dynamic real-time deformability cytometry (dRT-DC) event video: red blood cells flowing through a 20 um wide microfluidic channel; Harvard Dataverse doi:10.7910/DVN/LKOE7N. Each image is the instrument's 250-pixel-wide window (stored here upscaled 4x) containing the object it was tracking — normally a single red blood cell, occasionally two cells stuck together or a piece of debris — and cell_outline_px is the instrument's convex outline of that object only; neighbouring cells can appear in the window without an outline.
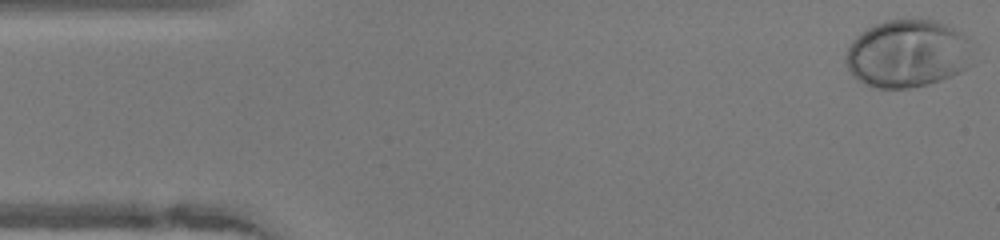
{"species": "human", "species_latin": "Homo sapiens", "temperature_condition": "warm", "stored_images_in_passage": 48, "camera_frame_rate_fps": 3000, "um_per_image_px": 0.085, "donor": {"sex": "female"}, "frame": {"image": 1, "passage_image": 1, "time_ms": 0.0, "image_size_px": [1000, 240], "cell_outline_px": [[972, 64], [960, 72], [940, 80], [928, 84], [912, 88], [872, 88], [856, 80], [852, 76], [844, 60], [848, 48], [852, 40], [856, 36], [868, 28], [876, 24], [888, 20], [920, 16], [936, 20], [948, 24], [960, 32], [964, 36]], "centroid_in_image_um": [77.09, 4.54], "position_along_channel_um": 7.9, "area_um2": 50.69}}
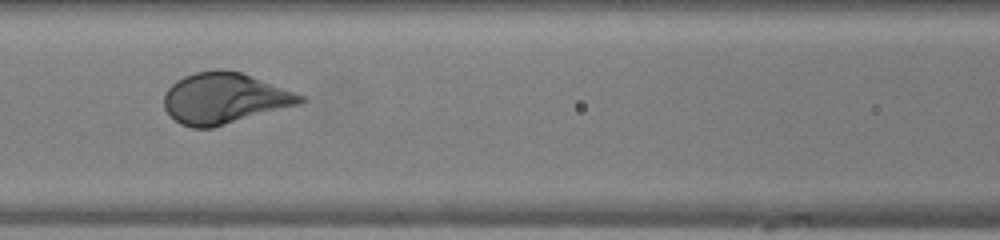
{"frame": {"image": 2, "passage_image": 20, "time_ms": 6.333, "image_size_px": [1000, 240], "cell_outline_px": [[308, 100], [300, 104], [212, 128], [192, 128], [180, 124], [164, 108], [164, 92], [176, 80], [184, 76], [196, 72], [220, 68], [240, 72], [308, 96]], "centroid_in_image_um": [19.1, 8.35], "position_along_channel_um": 147.5, "area_um2": 40.58}}
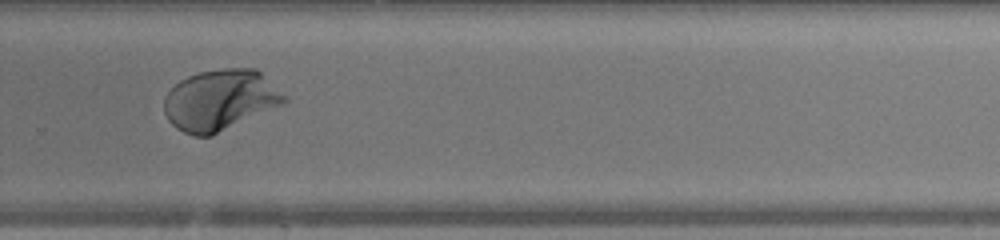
{"frame": {"image": 3, "passage_image": 32, "time_ms": 10.333, "image_size_px": [1000, 240], "cell_outline_px": [[288, 100], [280, 104], [212, 136], [196, 136], [184, 132], [176, 128], [168, 120], [164, 112], [164, 96], [180, 80], [188, 76], [200, 72], [224, 68], [256, 68]], "centroid_in_image_um": [18.64, 8.5], "position_along_channel_um": 311.2, "area_um2": 41.85}, "authors_computed_cell_mechanics": {"area_um2": 41.9339, "velocity_mm_per_s": 4.1051, "shape_relaxation_time_tau1_ms": 2.0337, "shape_relaxation_time_tau2_ms": null, "deformation_change_tau1": 0.1619, "deformation_change_tau2": null}}